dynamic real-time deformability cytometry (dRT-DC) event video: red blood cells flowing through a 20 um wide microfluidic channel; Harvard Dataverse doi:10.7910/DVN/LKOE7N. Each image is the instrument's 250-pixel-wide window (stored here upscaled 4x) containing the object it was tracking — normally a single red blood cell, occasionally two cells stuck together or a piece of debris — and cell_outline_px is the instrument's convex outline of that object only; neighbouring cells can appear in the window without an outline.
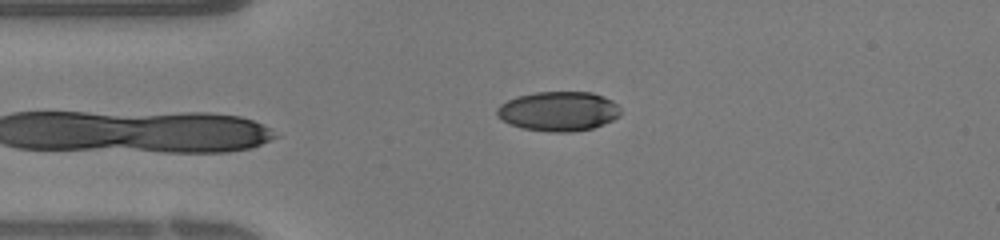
{"species": "human", "species_latin": "Homo sapiens", "temperature_condition": "warm", "stored_images_in_passage": 11, "segment_of_instrument_passage": [2, 2], "camera_frame_rate_fps": 3000, "um_per_image_px": 0.085, "donor": {"sex": "female"}, "frame": {"image": 1, "passage_image": 11, "time_ms": 3.333, "image_size_px": [1000, 240], "cell_outline_px": [[620, 116], [604, 124], [592, 128], [572, 132], [552, 132], [520, 128], [508, 124], [500, 120], [496, 116], [496, 108], [500, 104], [516, 96], [536, 92], [592, 92], [604, 96], [612, 100], [620, 108]], "centroid_in_image_um": [47.44, 9.46], "position_along_channel_um": 37.6, "area_um2": 28.84}}